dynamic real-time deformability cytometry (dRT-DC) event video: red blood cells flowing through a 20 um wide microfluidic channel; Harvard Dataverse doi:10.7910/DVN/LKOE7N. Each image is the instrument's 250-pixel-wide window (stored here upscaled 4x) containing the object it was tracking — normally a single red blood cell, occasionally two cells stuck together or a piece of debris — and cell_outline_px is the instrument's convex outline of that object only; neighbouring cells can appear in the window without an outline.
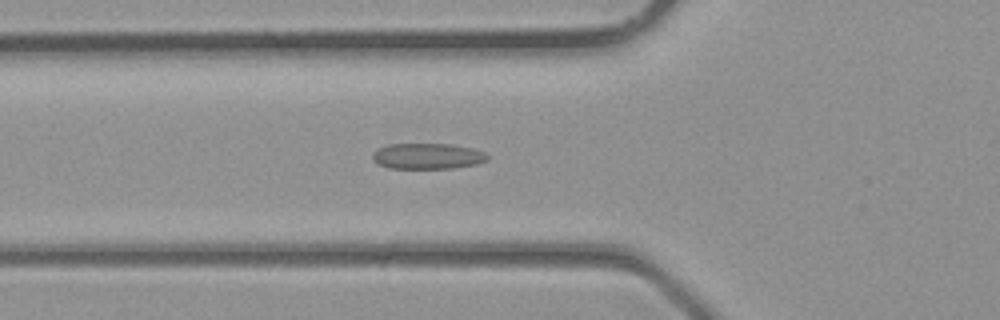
{"species": "common noctule bat (a hibernating species)", "species_latin": "Nyctalus noctula", "temperature_condition": "room temperature", "stored_images_in_passage": 30, "camera_frame_rate_fps": 3000, "um_per_image_px": 0.085, "animal": {"sex": "male", "body_mass_g": 23.1, "forearm_length_mm": 52.7}, "frame": {"image": 1, "passage_image": 6, "time_ms": 1.667, "image_size_px": [1000, 320], "cell_outline_px": [[488, 160], [476, 164], [452, 168], [388, 168], [376, 164], [372, 160], [372, 152], [376, 148], [388, 144], [452, 144], [472, 148], [484, 152], [488, 156]], "centroid_in_image_um": [36.28, 13.27], "position_along_channel_um": 89.5, "area_um2": 17.46}}
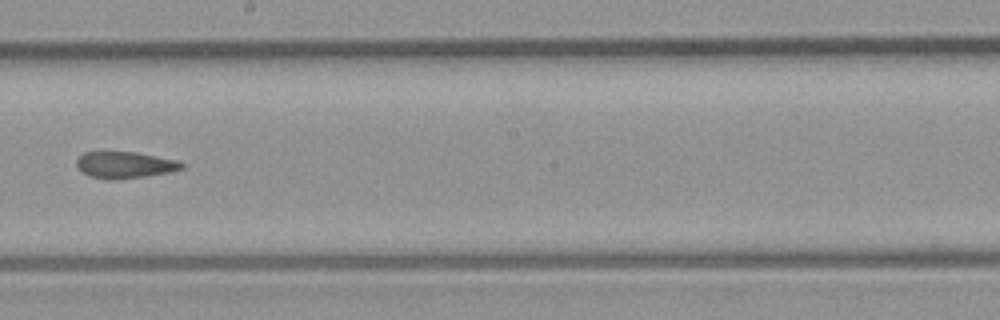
{"frame": {"image": 2, "passage_image": 14, "time_ms": 4.333, "image_size_px": [1000, 320], "cell_outline_px": [[184, 168], [168, 172], [144, 176], [88, 176], [76, 164], [76, 160], [84, 152], [136, 152], [176, 160], [184, 164]], "centroid_in_image_um": [10.65, 13.96], "position_along_channel_um": 237.6, "area_um2": 15.2}}
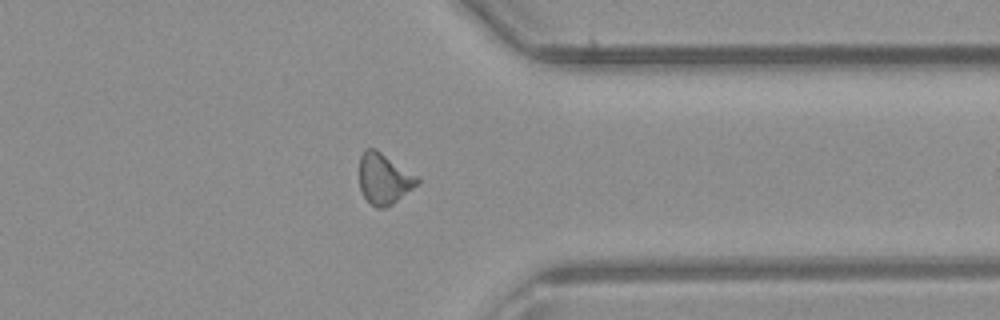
{"frame": {"image": 3, "passage_image": 22, "time_ms": 7.0, "image_size_px": [1000, 320], "cell_outline_px": [[420, 184], [392, 204], [384, 208], [376, 208], [364, 196], [360, 188], [360, 156], [364, 148], [376, 148], [416, 176], [420, 180]], "centroid_in_image_um": [32.64, 15.19], "position_along_channel_um": 378.8, "area_um2": 17.05}}